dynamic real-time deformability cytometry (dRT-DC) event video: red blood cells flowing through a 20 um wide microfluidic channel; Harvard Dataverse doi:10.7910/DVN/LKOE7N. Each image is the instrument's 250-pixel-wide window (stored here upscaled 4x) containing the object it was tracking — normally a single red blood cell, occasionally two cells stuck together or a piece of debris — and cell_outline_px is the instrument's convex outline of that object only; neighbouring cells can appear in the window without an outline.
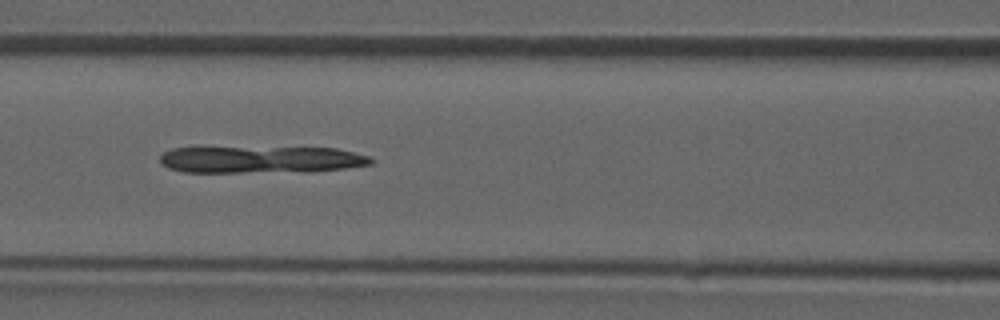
{"species": "common noctule bat (a hibernating species)", "species_latin": "Nyctalus noctula", "temperature_condition": "room temperature", "stored_images_in_passage": 33, "camera_frame_rate_fps": 3000, "um_per_image_px": 0.085, "animal": {"sex": "male", "forearm_length_mm": 52.5}, "frame": {"image": 1, "passage_image": 6, "time_ms": 1.667, "image_size_px": [1000, 320], "cell_outline_px": [[376, 160], [372, 164], [344, 168], [308, 172], [184, 172], [168, 168], [160, 160], [160, 156], [164, 152], [172, 148], [336, 148], [372, 156]], "centroid_in_image_um": [22.26, 13.57], "position_along_channel_um": 144.3, "area_um2": 33.12}}